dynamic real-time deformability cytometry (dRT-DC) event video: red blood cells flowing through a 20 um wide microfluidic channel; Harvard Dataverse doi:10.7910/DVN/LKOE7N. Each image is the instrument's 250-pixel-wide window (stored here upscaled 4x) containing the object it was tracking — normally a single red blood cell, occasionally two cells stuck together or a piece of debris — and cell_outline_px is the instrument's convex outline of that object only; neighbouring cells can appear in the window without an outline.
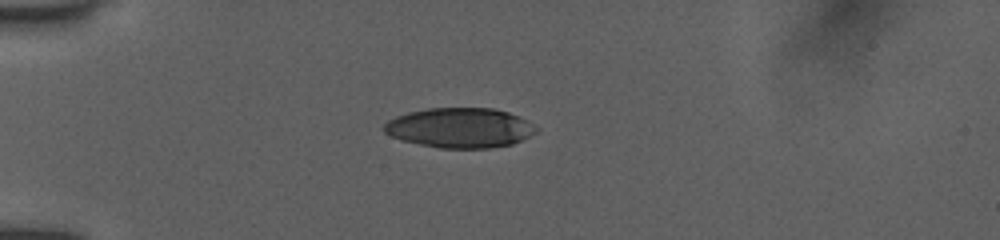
{"species": "human", "species_latin": "Homo sapiens", "temperature_condition": "room temperature", "stored_images_in_passage": 5, "camera_frame_rate_fps": 3000, "um_per_image_px": 0.085, "donor": {"sex": "female"}, "frame": {"image": 1, "passage_image": 1, "time_ms": 0.0, "image_size_px": [1000, 240], "cell_outline_px": [[540, 128], [536, 132], [512, 144], [488, 148], [440, 148], [420, 144], [404, 140], [392, 136], [384, 132], [384, 124], [388, 120], [396, 116], [408, 112], [428, 108], [492, 108], [508, 112]], "centroid_in_image_um": [39.08, 10.86], "position_along_channel_um": 45.9, "area_um2": 35.03}}
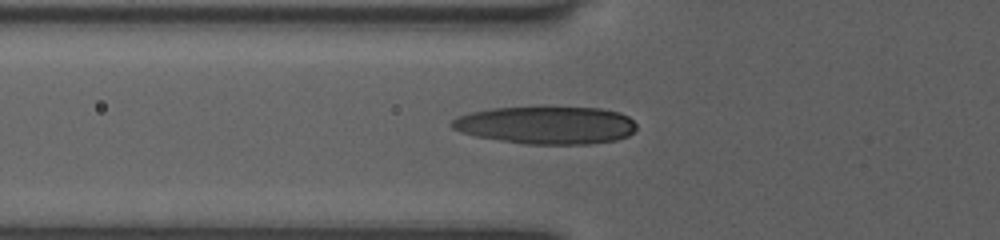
{"frame": {"image": 2, "passage_image": 4, "time_ms": 1.667, "image_size_px": [1000, 240], "cell_outline_px": [[636, 128], [628, 136], [616, 140], [588, 144], [524, 144], [476, 136], [460, 132], [452, 128], [448, 124], [452, 120], [460, 116], [472, 112], [496, 108], [600, 108], [620, 112], [628, 116], [636, 124]], "centroid_in_image_um": [46.45, 10.65], "position_along_channel_um": 79.4, "area_um2": 40.23}}